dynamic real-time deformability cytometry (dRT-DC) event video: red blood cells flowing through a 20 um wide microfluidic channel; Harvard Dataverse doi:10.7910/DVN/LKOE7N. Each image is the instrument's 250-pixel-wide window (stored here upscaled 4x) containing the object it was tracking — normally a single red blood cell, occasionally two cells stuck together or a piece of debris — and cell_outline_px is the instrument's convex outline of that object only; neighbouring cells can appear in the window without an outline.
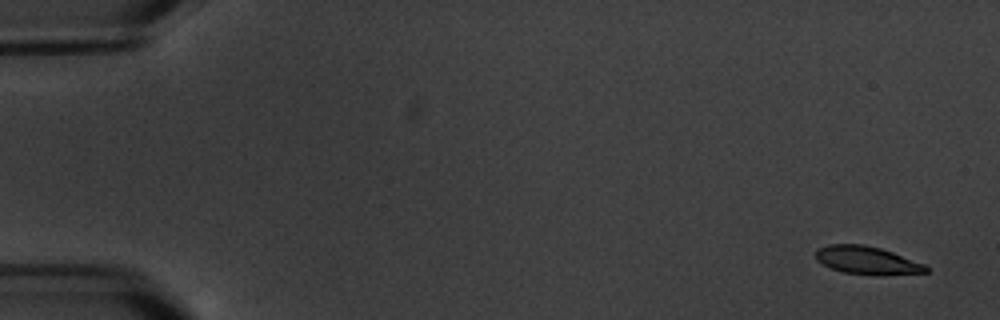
{"species": "common noctule bat (a hibernating species)", "species_latin": "Nyctalus noctula", "temperature_condition": "warm", "stored_images_in_passage": 6, "camera_frame_rate_fps": 3000, "um_per_image_px": 0.085, "animal": {"sex": "male", "body_mass_g": 20.1, "forearm_length_mm": 53.5}, "frame": {"image": 1, "passage_image": 1, "time_ms": 0.0, "image_size_px": [1000, 320], "cell_outline_px": [[928, 272], [880, 276], [844, 272], [832, 268], [816, 260], [816, 248], [828, 244], [864, 244], [880, 248], [892, 252], [924, 264], [928, 268]], "centroid_in_image_um": [73.69, 22.13], "position_along_channel_um": 11.3, "area_um2": 17.98}}
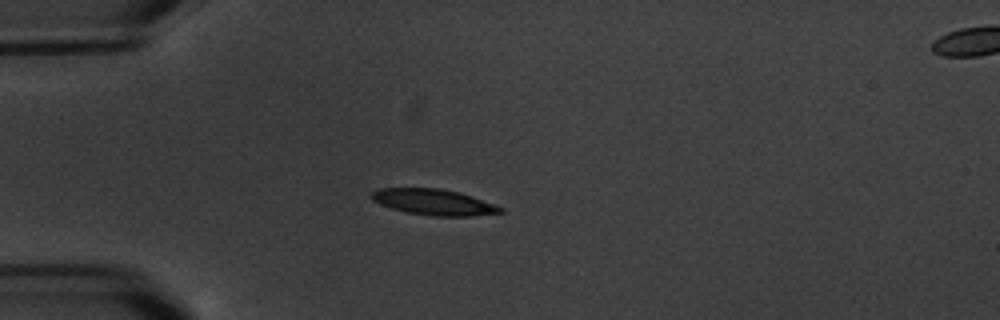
{"frame": {"image": 2, "passage_image": 5, "time_ms": 4.667, "image_size_px": [1000, 320], "cell_outline_px": [[504, 212], [472, 216], [432, 216], [408, 212], [392, 208], [380, 204], [372, 200], [368, 196], [372, 192], [380, 188], [440, 188], [472, 196], [504, 208]], "centroid_in_image_um": [36.85, 17.18], "position_along_channel_um": 48.1, "area_um2": 19.36}}